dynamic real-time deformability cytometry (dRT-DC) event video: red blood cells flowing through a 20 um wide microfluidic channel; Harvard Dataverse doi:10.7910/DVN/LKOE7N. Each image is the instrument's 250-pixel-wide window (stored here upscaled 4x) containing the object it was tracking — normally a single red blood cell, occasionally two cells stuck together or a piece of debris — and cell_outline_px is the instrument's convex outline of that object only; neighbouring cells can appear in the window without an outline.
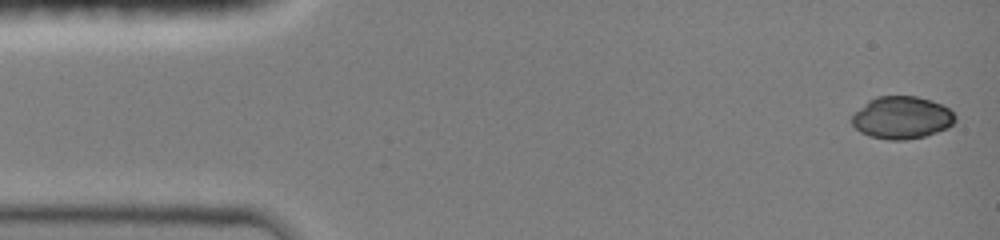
{"species": "common noctule bat (a hibernating species)", "species_latin": "Nyctalus noctula", "temperature_condition": "room temperature", "stored_images_in_passage": 36, "camera_frame_rate_fps": 3000, "um_per_image_px": 0.085, "animal": {"sex": "female", "body_mass_g": 19.0, "forearm_length_mm": 51.5}, "frame": {"image": 1, "passage_image": 1, "time_ms": 0.0, "image_size_px": [1000, 240], "cell_outline_px": [[956, 120], [948, 128], [924, 136], [904, 140], [888, 140], [868, 136], [860, 132], [852, 124], [852, 116], [868, 100], [876, 96], [916, 96], [932, 100], [948, 108], [956, 116]], "centroid_in_image_um": [76.65, 10.0], "position_along_channel_um": 8.3, "area_um2": 25.55}}
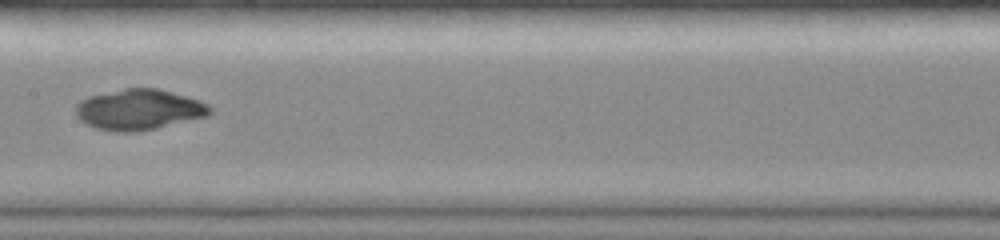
{"frame": {"image": 2, "passage_image": 19, "time_ms": 7.333, "image_size_px": [1000, 240], "cell_outline_px": [[212, 112], [208, 116], [156, 128], [136, 132], [116, 132], [96, 128], [80, 120], [76, 116], [76, 104], [80, 100], [88, 96], [124, 88], [156, 88], [200, 100], [208, 104], [212, 108]], "centroid_in_image_um": [11.81, 9.31], "position_along_channel_um": 195.6, "area_um2": 31.79}}
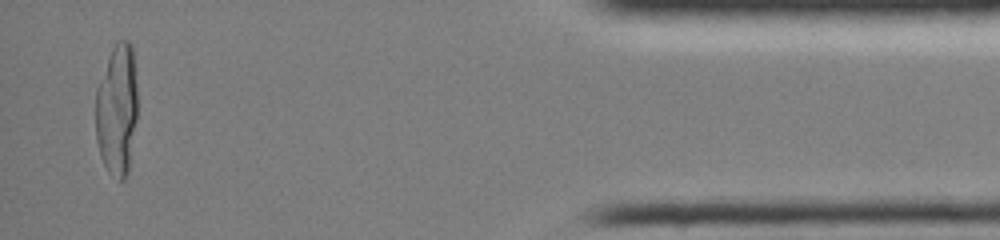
{"frame": {"image": 3, "passage_image": 35, "time_ms": 14.333, "image_size_px": [1000, 240], "cell_outline_px": [[136, 120], [128, 172], [124, 180], [120, 180], [108, 172], [100, 156], [96, 140], [96, 88], [108, 56], [116, 40], [128, 40], [132, 44], [136, 84]], "centroid_in_image_um": [9.93, 9.31], "position_along_channel_um": 425.3, "area_um2": 32.19}}